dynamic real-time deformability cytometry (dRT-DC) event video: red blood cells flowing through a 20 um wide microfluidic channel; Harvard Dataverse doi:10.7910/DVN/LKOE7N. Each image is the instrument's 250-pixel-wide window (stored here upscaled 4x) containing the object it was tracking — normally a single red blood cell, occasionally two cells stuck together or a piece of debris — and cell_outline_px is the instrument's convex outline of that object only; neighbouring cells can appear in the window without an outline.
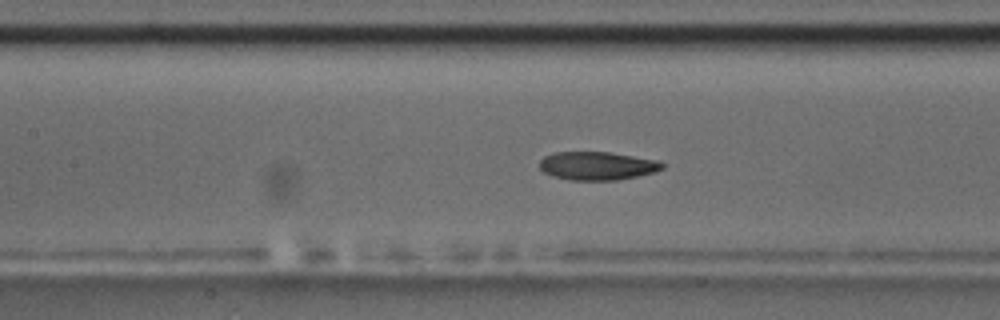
{"species": "common noctule bat (a hibernating species)", "species_latin": "Nyctalus noctula", "temperature_condition": "room temperature", "stored_images_in_passage": 46, "camera_frame_rate_fps": 3000, "um_per_image_px": 0.085, "animal": {"sex": "male", "body_mass_g": 17.5, "forearm_length_mm": 52.3}, "frame": {"image": 1, "passage_image": 14, "time_ms": 4.333, "image_size_px": [1000, 320], "cell_outline_px": [[664, 168], [656, 172], [616, 180], [568, 180], [552, 176], [544, 172], [540, 168], [540, 160], [544, 156], [552, 152], [608, 152], [660, 160], [664, 164]], "centroid_in_image_um": [50.77, 14.09], "position_along_channel_um": 156.6, "area_um2": 20.4}, "authors_computed_cell_mechanics": {"area_um2": 21.0103, "velocity_mm_per_s": 3.5888, "shape_relaxation_time_tau1_ms": 6.3827, "shape_relaxation_time_tau2_ms": 2.5997, "deformation_change_tau1": 0.1555, "deformation_change_tau2": 0.082}}